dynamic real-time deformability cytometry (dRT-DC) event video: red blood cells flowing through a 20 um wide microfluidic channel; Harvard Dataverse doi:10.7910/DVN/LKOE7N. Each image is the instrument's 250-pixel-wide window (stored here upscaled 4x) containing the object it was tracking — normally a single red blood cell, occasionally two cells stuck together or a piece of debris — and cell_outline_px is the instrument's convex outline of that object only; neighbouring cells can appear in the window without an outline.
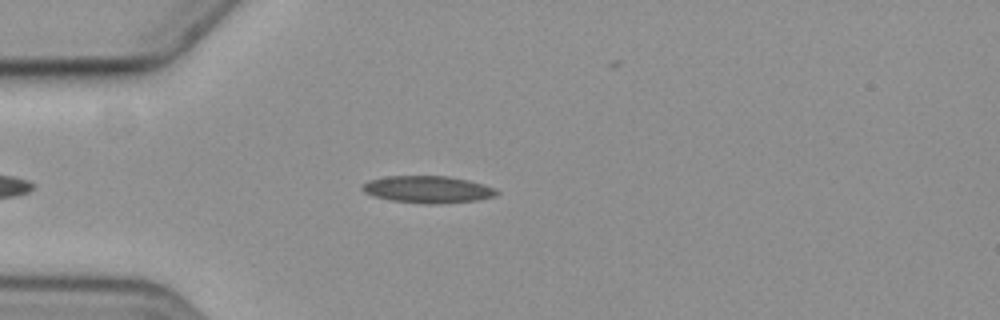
{"species": "common noctule bat (a hibernating species)", "species_latin": "Nyctalus noctula", "temperature_condition": "cold", "stored_images_in_passage": 5, "camera_frame_rate_fps": 3000, "um_per_image_px": 0.085, "animal": {"sex": "female", "body_mass_g": 19.3, "forearm_length_mm": 54.1}, "frame": {"image": 1, "passage_image": 1, "time_ms": 0.0, "image_size_px": [1000, 320], "cell_outline_px": [[500, 192], [492, 196], [476, 200], [436, 204], [424, 204], [392, 200], [376, 196], [364, 192], [360, 188], [368, 180], [388, 176], [448, 176], [468, 180], [492, 188]], "centroid_in_image_um": [36.31, 16.1], "position_along_channel_um": 48.7, "area_um2": 20.81}}
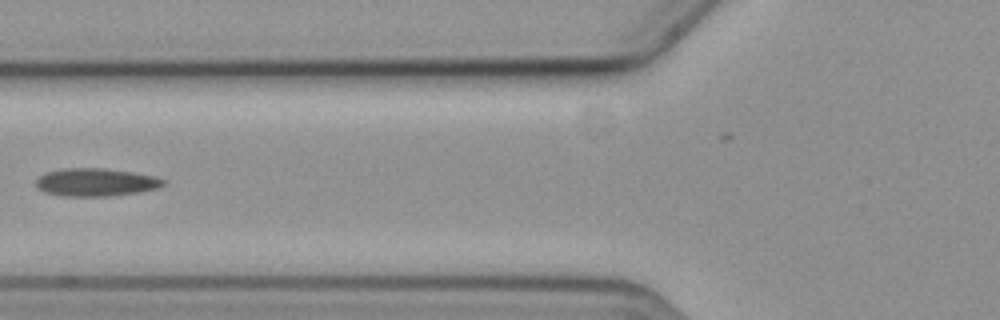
{"frame": {"image": 2, "passage_image": 3, "time_ms": 2.333, "image_size_px": [1000, 320], "cell_outline_px": [[168, 184], [160, 188], [140, 192], [108, 196], [60, 196], [44, 192], [36, 184], [36, 180], [40, 176], [48, 172], [64, 168], [104, 168], [132, 172], [156, 176], [168, 180]], "centroid_in_image_um": [8.24, 15.49], "position_along_channel_um": 117.6, "area_um2": 20.92}}
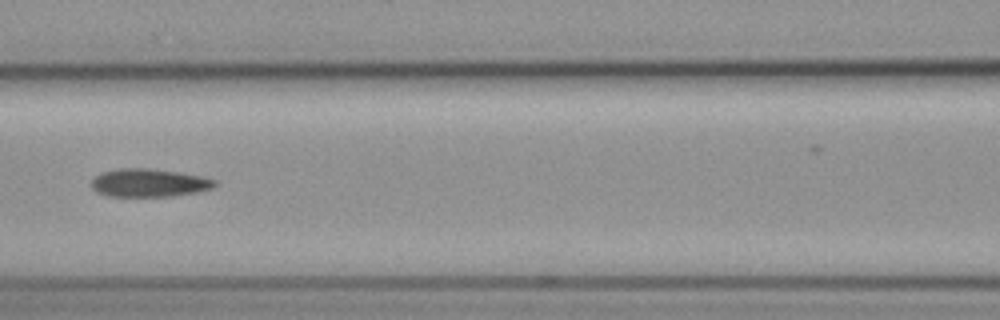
{"frame": {"image": 3, "passage_image": 4, "time_ms": 3.333, "image_size_px": [1000, 320], "cell_outline_px": [[216, 184], [212, 188], [200, 192], [172, 196], [108, 196], [96, 192], [92, 188], [92, 180], [100, 172], [120, 168], [148, 168], [180, 172], [204, 176], [216, 180]], "centroid_in_image_um": [12.69, 15.54], "position_along_channel_um": 153.9, "area_um2": 20.4}}